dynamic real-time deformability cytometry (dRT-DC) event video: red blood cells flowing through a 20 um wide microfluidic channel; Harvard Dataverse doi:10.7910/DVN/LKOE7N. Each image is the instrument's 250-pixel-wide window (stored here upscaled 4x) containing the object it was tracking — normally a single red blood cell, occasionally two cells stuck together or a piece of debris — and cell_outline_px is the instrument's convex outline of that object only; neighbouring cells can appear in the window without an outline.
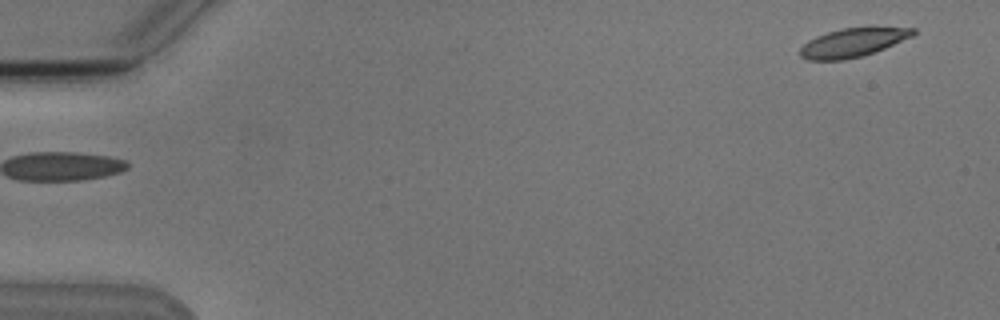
{"species": "Egyptian fruit bat (a non-hibernating species)", "species_latin": "Rousettus aegyptiacus", "temperature_condition": "cold", "stored_images_in_passage": 4, "segment_of_instrument_passage": [2, 2], "camera_frame_rate_fps": 3000, "um_per_image_px": 0.085, "animal": {"sex": "male"}, "frame": {"image": 1, "passage_image": 4, "time_ms": 3.667, "image_size_px": [1000, 320], "cell_outline_px": [[916, 32], [912, 36], [884, 48], [864, 56], [844, 60], [808, 60], [800, 56], [800, 48], [808, 40], [816, 36], [840, 28], [916, 28]], "centroid_in_image_um": [72.44, 3.63], "position_along_channel_um": 12.6, "area_um2": 18.67}}